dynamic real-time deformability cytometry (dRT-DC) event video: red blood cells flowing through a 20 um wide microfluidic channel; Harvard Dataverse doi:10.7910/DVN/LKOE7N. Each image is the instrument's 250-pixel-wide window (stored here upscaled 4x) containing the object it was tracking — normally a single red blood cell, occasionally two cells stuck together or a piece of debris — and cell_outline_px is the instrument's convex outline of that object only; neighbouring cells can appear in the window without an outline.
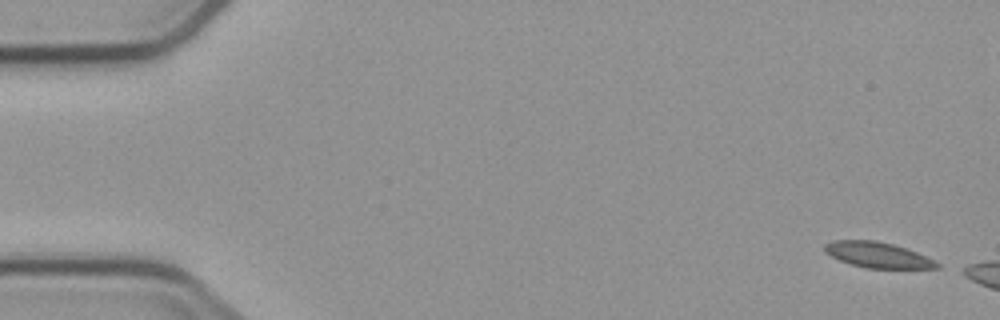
{"species": "common noctule bat (a hibernating species)", "species_latin": "Nyctalus noctula", "temperature_condition": "cold", "stored_images_in_passage": 5, "camera_frame_rate_fps": 3000, "um_per_image_px": 0.085, "animal": {"sex": "male", "body_mass_g": 23.1, "forearm_length_mm": 52.7}, "frame": {"image": 1, "passage_image": 1, "time_ms": 0.0, "image_size_px": [1000, 320], "cell_outline_px": [[940, 268], [864, 268], [840, 260], [824, 252], [824, 244], [832, 240], [876, 240], [908, 248], [936, 260], [940, 264]], "centroid_in_image_um": [74.63, 21.66], "position_along_channel_um": 10.4, "area_um2": 16.88}}